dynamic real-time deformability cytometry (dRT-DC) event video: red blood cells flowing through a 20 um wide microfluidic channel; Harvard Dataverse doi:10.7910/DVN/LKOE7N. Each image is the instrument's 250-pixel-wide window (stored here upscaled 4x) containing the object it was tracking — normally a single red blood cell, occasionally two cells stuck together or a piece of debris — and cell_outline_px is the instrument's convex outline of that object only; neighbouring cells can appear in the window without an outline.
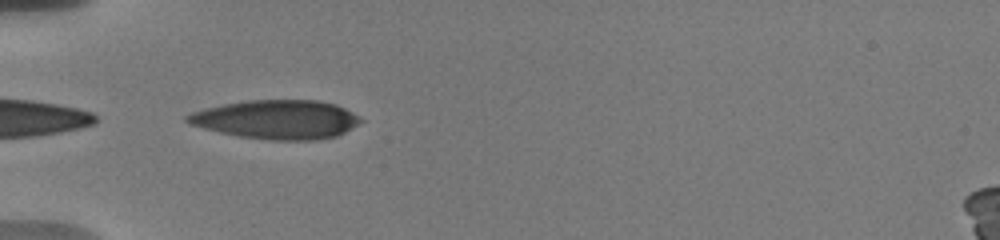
{"species": "human", "species_latin": "Homo sapiens", "temperature_condition": "warm", "stored_images_in_passage": 38, "camera_frame_rate_fps": 3000, "um_per_image_px": 0.085, "donor": {"sex": "male"}, "frame": {"image": 1, "passage_image": 1, "time_ms": 0.0, "image_size_px": [1000, 240], "cell_outline_px": [[364, 120], [352, 128], [336, 136], [316, 140], [272, 140], [240, 136], [220, 132], [188, 124], [184, 120], [184, 116], [192, 112], [204, 108], [224, 104], [248, 100], [316, 100], [336, 104], [352, 112]], "centroid_in_image_um": [23.51, 10.15], "position_along_channel_um": 61.5, "area_um2": 39.3}}
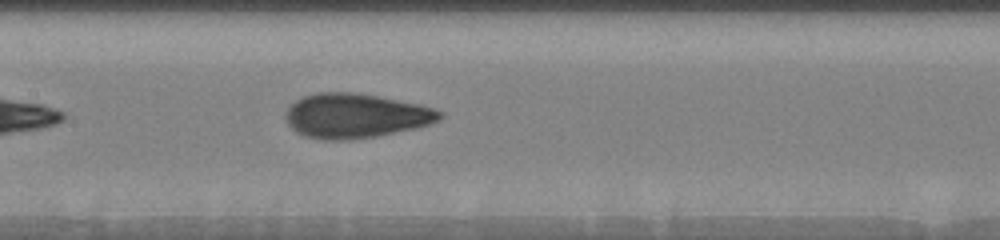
{"frame": {"image": 2, "passage_image": 11, "time_ms": 3.333, "image_size_px": [1000, 240], "cell_outline_px": [[444, 116], [440, 120], [416, 128], [376, 136], [348, 140], [324, 140], [304, 136], [296, 132], [288, 124], [284, 116], [288, 108], [296, 100], [304, 96], [316, 92], [352, 92], [376, 96], [420, 104], [444, 112]], "centroid_in_image_um": [30.22, 9.84], "position_along_channel_um": 177.2, "area_um2": 40.0}}
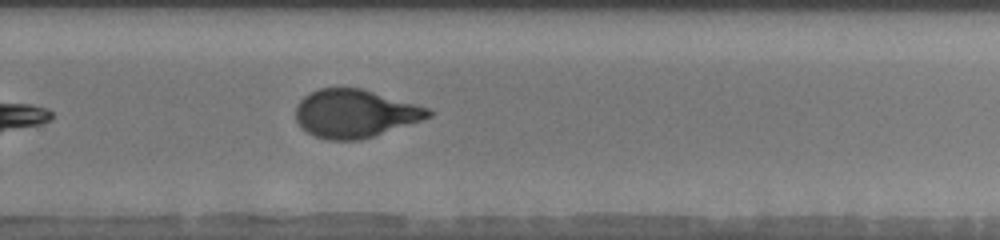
{"frame": {"image": 3, "passage_image": 21, "time_ms": 6.667, "image_size_px": [1000, 240], "cell_outline_px": [[436, 112], [432, 116], [360, 140], [328, 140], [316, 136], [308, 132], [296, 120], [296, 104], [308, 92], [320, 88], [360, 88], [428, 108]], "centroid_in_image_um": [30.14, 9.64], "position_along_channel_um": 299.7, "area_um2": 36.65}, "authors_computed_cell_mechanics": {"area_um2": 37.8012, "velocity_mm_per_s": 3.6869, "shape_relaxation_time_tau1_ms": 4.6126, "shape_relaxation_time_tau2_ms": 0.9581, "deformation_change_tau1": 0.1974, "deformation_change_tau2": 0.075}}